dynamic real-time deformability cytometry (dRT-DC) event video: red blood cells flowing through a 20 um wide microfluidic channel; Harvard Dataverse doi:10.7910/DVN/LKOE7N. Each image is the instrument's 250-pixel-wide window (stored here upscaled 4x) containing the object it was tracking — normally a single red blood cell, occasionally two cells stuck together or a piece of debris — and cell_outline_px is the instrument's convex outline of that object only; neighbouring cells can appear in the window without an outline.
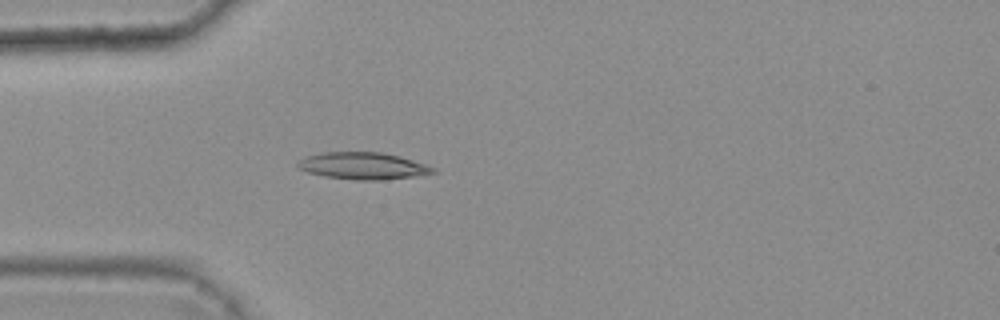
{"species": "common noctule bat (a hibernating species)", "species_latin": "Nyctalus noctula", "temperature_condition": "warm", "stored_images_in_passage": 5, "camera_frame_rate_fps": 3000, "um_per_image_px": 0.085, "animal": {"sex": "female", "body_mass_g": 25.1}, "frame": {"image": 1, "passage_image": 5, "time_ms": 1.333, "image_size_px": [1000, 320], "cell_outline_px": [[436, 172], [416, 176], [384, 180], [356, 180], [324, 176], [308, 172], [300, 168], [296, 164], [304, 156], [324, 152], [380, 152], [400, 156], [436, 168]], "centroid_in_image_um": [30.86, 14.1], "position_along_channel_um": 54.1, "area_um2": 21.21}}